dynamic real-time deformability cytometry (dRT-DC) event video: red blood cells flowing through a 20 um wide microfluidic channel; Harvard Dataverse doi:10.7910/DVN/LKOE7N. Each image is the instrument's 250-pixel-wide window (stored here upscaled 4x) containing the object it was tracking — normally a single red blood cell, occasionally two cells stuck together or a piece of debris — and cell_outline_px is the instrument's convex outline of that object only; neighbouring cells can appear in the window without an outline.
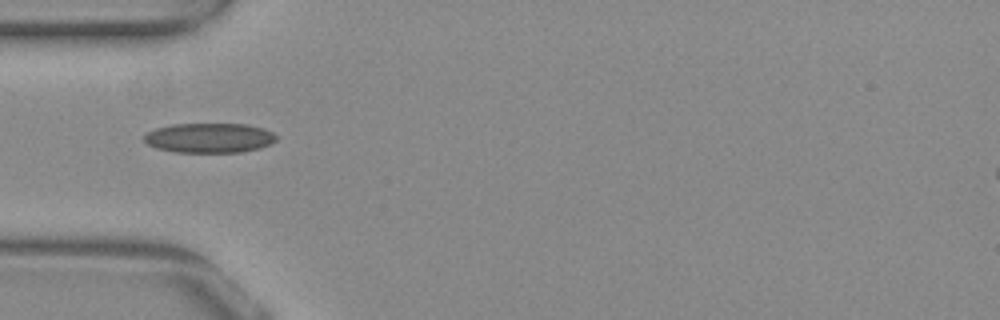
{"species": "common noctule bat (a hibernating species)", "species_latin": "Nyctalus noctula", "temperature_condition": "warm", "stored_images_in_passage": 20, "camera_frame_rate_fps": 3000, "um_per_image_px": 0.085, "animal": {"sex": "female", "body_mass_g": 29.2, "forearm_length_mm": 56.3}, "frame": {"image": 1, "passage_image": 1, "time_ms": 0.0, "image_size_px": [1000, 320], "cell_outline_px": [[276, 140], [260, 148], [240, 152], [176, 152], [156, 148], [148, 144], [144, 140], [144, 136], [148, 132], [156, 128], [172, 124], [248, 124], [264, 128], [272, 132], [276, 136]], "centroid_in_image_um": [17.79, 11.71], "position_along_channel_um": 67.2, "area_um2": 22.83}}
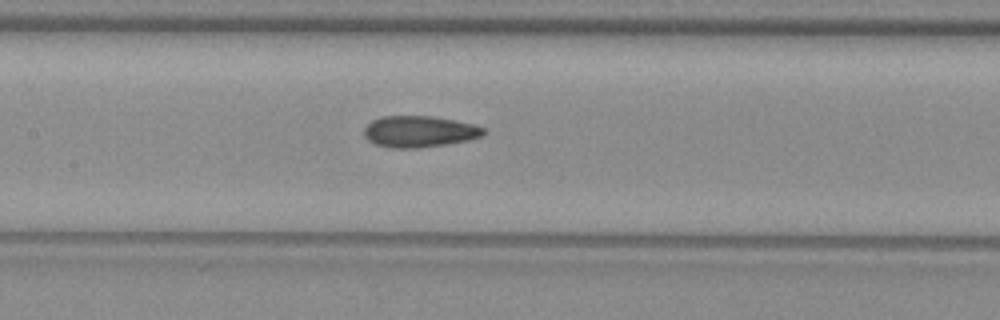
{"frame": {"image": 2, "passage_image": 9, "time_ms": 2.667, "image_size_px": [1000, 320], "cell_outline_px": [[488, 132], [484, 136], [468, 140], [420, 148], [392, 148], [376, 144], [368, 140], [364, 136], [364, 128], [372, 120], [380, 116], [432, 116], [456, 120], [476, 124], [484, 128]], "centroid_in_image_um": [35.68, 11.17], "position_along_channel_um": 171.7, "area_um2": 22.08}}
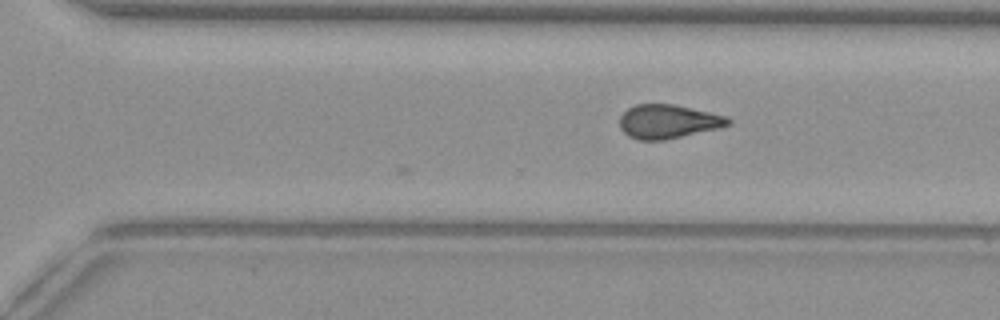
{"frame": {"image": 3, "passage_image": 20, "time_ms": 6.333, "image_size_px": [1000, 320], "cell_outline_px": [[732, 124], [720, 128], [664, 140], [640, 140], [628, 136], [620, 128], [620, 116], [628, 108], [636, 104], [672, 104], [708, 112], [724, 116], [732, 120]], "centroid_in_image_um": [56.78, 10.34], "position_along_channel_um": 313.8, "area_um2": 21.27}}